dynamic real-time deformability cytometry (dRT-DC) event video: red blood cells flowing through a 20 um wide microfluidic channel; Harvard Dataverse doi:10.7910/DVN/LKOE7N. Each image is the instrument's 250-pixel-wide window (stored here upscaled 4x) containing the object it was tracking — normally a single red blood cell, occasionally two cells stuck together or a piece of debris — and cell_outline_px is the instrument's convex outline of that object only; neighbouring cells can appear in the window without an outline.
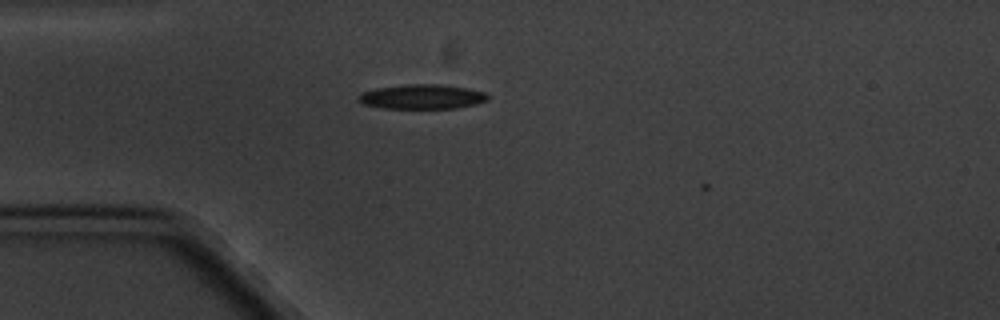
{"species": "common noctule bat (a hibernating species)", "species_latin": "Nyctalus noctula", "temperature_condition": "cold", "stored_images_in_passage": 3, "camera_frame_rate_fps": 3000, "um_per_image_px": 0.085, "animal": {"sex": "male", "body_mass_g": 20.1, "forearm_length_mm": 53.5}, "frame": {"image": 1, "passage_image": 2, "time_ms": 1.333, "image_size_px": [1000, 320], "cell_outline_px": [[488, 100], [476, 104], [456, 108], [384, 108], [364, 104], [356, 100], [364, 92], [376, 88], [408, 84], [440, 84], [468, 88], [484, 92], [488, 96]], "centroid_in_image_um": [35.9, 8.22], "position_along_channel_um": 49.1, "area_um2": 18.38}}